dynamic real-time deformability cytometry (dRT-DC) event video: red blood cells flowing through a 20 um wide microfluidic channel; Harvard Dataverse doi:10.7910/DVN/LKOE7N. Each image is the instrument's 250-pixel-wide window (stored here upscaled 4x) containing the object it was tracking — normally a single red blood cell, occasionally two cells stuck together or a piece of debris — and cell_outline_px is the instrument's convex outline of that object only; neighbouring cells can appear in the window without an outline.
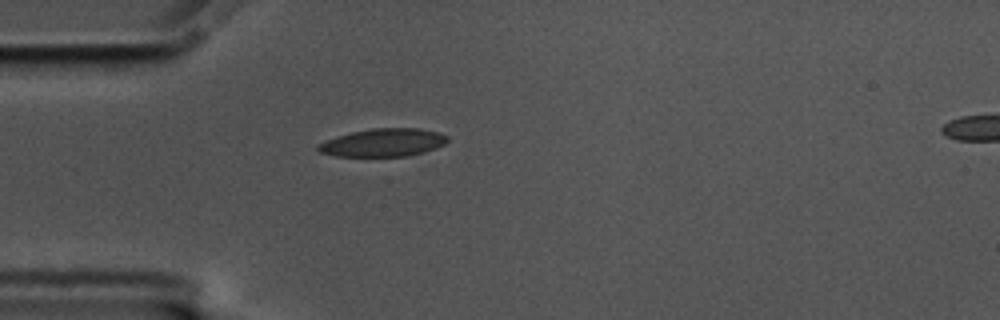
{"species": "common noctule bat (a hibernating species)", "species_latin": "Nyctalus noctula", "temperature_condition": "cold", "stored_images_in_passage": 8, "camera_frame_rate_fps": 3000, "um_per_image_px": 0.085, "animal": {"sex": "male", "body_mass_g": 17.5, "forearm_length_mm": 52.3}, "frame": {"image": 1, "passage_image": 1, "time_ms": 0.0, "image_size_px": [1000, 320], "cell_outline_px": [[448, 140], [444, 144], [436, 148], [424, 152], [408, 156], [336, 156], [320, 152], [316, 148], [316, 144], [352, 132], [372, 128], [420, 128], [440, 132], [448, 136]], "centroid_in_image_um": [32.61, 12.12], "position_along_channel_um": 52.4, "area_um2": 21.04}}